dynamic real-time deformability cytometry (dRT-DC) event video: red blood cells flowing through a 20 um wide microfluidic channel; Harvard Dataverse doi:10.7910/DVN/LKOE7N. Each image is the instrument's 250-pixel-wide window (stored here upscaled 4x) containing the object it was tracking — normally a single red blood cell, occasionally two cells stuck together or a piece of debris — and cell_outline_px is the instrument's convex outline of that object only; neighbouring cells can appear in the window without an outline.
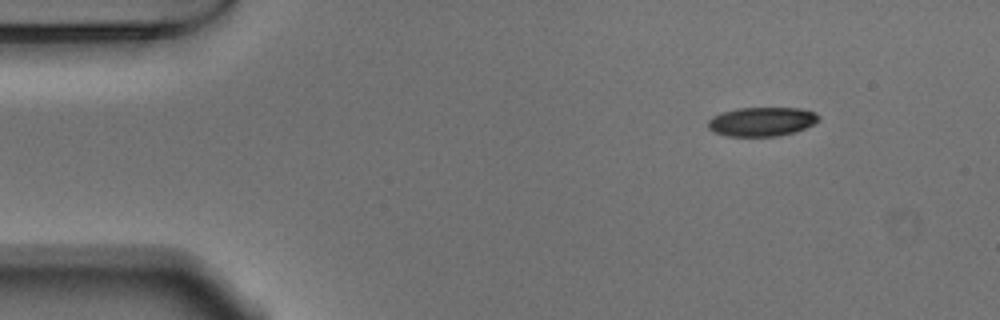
{"species": "Egyptian fruit bat (a non-hibernating species)", "species_latin": "Rousettus aegyptiacus", "temperature_condition": "warm", "stored_images_in_passage": 49, "camera_frame_rate_fps": 3000, "um_per_image_px": 0.085, "animal": {"sex": "male"}, "frame": {"image": 1, "passage_image": 2, "time_ms": 0.333, "image_size_px": [1000, 320], "cell_outline_px": [[820, 120], [804, 128], [792, 132], [776, 136], [728, 136], [716, 132], [708, 128], [708, 120], [712, 116], [736, 108], [800, 108], [816, 112], [820, 116]], "centroid_in_image_um": [64.76, 10.32], "position_along_channel_um": 20.2, "area_um2": 18.61}}
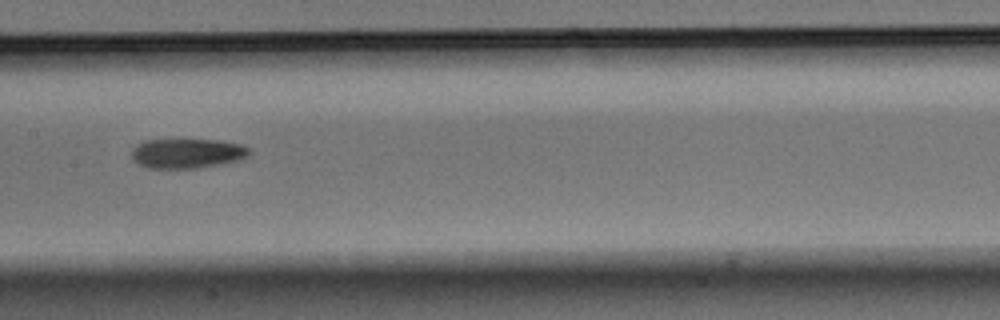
{"frame": {"image": 2, "passage_image": 22, "time_ms": 7.0, "image_size_px": [1000, 320], "cell_outline_px": [[252, 152], [248, 156], [236, 160], [196, 168], [148, 168], [140, 164], [132, 156], [132, 148], [144, 140], [224, 140], [240, 144], [252, 148]], "centroid_in_image_um": [15.94, 13.02], "position_along_channel_um": 191.5, "area_um2": 20.17}}
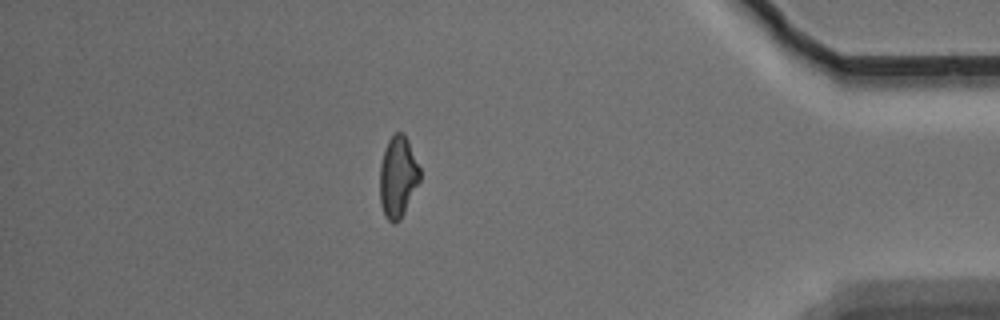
{"frame": {"image": 3, "passage_image": 42, "time_ms": 13.667, "image_size_px": [1000, 320], "cell_outline_px": [[420, 180], [400, 220], [396, 224], [392, 224], [384, 216], [380, 204], [380, 164], [384, 148], [388, 140], [396, 132], [404, 132], [408, 140], [420, 168]], "centroid_in_image_um": [33.8, 15.04], "position_along_channel_um": 401.4, "area_um2": 19.13}, "authors_computed_cell_mechanics": {"area_um2": 19.8832, "velocity_mm_per_s": 3.7617, "shape_relaxation_time_tau1_ms": 7.1055, "shape_relaxation_time_tau2_ms": 7.4339, "deformation_change_tau1": 0.1857, "deformation_change_tau2": 0.1667}}